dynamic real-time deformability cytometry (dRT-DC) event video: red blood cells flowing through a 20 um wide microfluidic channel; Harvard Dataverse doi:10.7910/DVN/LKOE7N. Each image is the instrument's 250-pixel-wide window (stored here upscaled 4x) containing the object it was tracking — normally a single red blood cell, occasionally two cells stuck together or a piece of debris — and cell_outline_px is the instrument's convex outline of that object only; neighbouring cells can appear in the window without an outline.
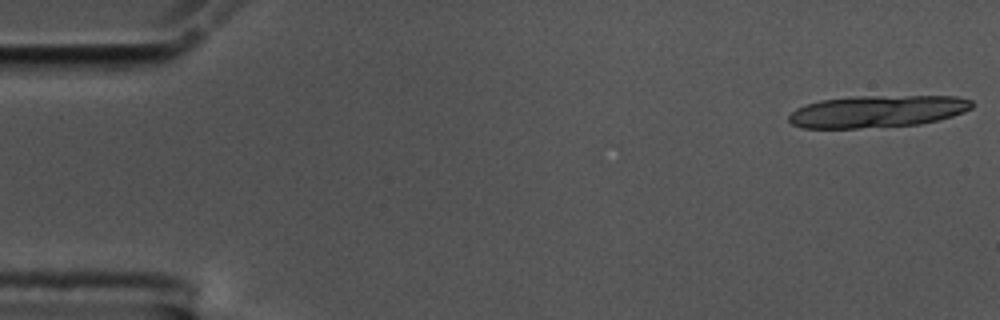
{"species": "common noctule bat (a hibernating species)", "species_latin": "Nyctalus noctula", "temperature_condition": "cold", "stored_images_in_passage": 18, "camera_frame_rate_fps": 3000, "um_per_image_px": 0.085, "animal": {"sex": "male", "body_mass_g": 17.5, "forearm_length_mm": 52.3}, "frame": {"image": 1, "passage_image": 1, "time_ms": 0.0, "image_size_px": [1000, 320], "cell_outline_px": [[972, 108], [964, 112], [952, 116], [920, 124], [856, 128], [804, 128], [792, 124], [788, 120], [788, 116], [796, 108], [804, 104], [820, 100], [856, 96], [956, 96], [972, 100]], "centroid_in_image_um": [74.55, 9.46], "position_along_channel_um": 10.5, "area_um2": 34.22}}